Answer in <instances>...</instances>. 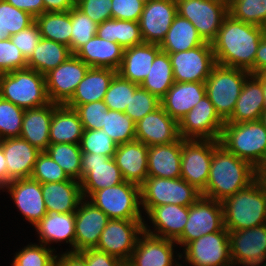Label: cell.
Masks as SVG:
<instances>
[{
	"label": "cell",
	"mask_w": 266,
	"mask_h": 266,
	"mask_svg": "<svg viewBox=\"0 0 266 266\" xmlns=\"http://www.w3.org/2000/svg\"><path fill=\"white\" fill-rule=\"evenodd\" d=\"M264 34V27L245 23L228 14L211 42L216 64L254 74V59Z\"/></svg>",
	"instance_id": "1"
},
{
	"label": "cell",
	"mask_w": 266,
	"mask_h": 266,
	"mask_svg": "<svg viewBox=\"0 0 266 266\" xmlns=\"http://www.w3.org/2000/svg\"><path fill=\"white\" fill-rule=\"evenodd\" d=\"M256 179V169L215 140L206 188L201 196L222 202Z\"/></svg>",
	"instance_id": "2"
},
{
	"label": "cell",
	"mask_w": 266,
	"mask_h": 266,
	"mask_svg": "<svg viewBox=\"0 0 266 266\" xmlns=\"http://www.w3.org/2000/svg\"><path fill=\"white\" fill-rule=\"evenodd\" d=\"M221 203L224 226L228 231L266 224V196L256 179Z\"/></svg>",
	"instance_id": "3"
},
{
	"label": "cell",
	"mask_w": 266,
	"mask_h": 266,
	"mask_svg": "<svg viewBox=\"0 0 266 266\" xmlns=\"http://www.w3.org/2000/svg\"><path fill=\"white\" fill-rule=\"evenodd\" d=\"M0 97L23 109L50 103L45 75L29 68L0 74Z\"/></svg>",
	"instance_id": "4"
},
{
	"label": "cell",
	"mask_w": 266,
	"mask_h": 266,
	"mask_svg": "<svg viewBox=\"0 0 266 266\" xmlns=\"http://www.w3.org/2000/svg\"><path fill=\"white\" fill-rule=\"evenodd\" d=\"M219 142L254 168L266 156V129L260 121L225 123Z\"/></svg>",
	"instance_id": "5"
},
{
	"label": "cell",
	"mask_w": 266,
	"mask_h": 266,
	"mask_svg": "<svg viewBox=\"0 0 266 266\" xmlns=\"http://www.w3.org/2000/svg\"><path fill=\"white\" fill-rule=\"evenodd\" d=\"M249 75L247 70L216 64L205 80L206 95L224 121L232 115Z\"/></svg>",
	"instance_id": "6"
},
{
	"label": "cell",
	"mask_w": 266,
	"mask_h": 266,
	"mask_svg": "<svg viewBox=\"0 0 266 266\" xmlns=\"http://www.w3.org/2000/svg\"><path fill=\"white\" fill-rule=\"evenodd\" d=\"M141 205L157 207L166 204L190 206L200 197L201 192L184 179L148 176L140 185Z\"/></svg>",
	"instance_id": "7"
},
{
	"label": "cell",
	"mask_w": 266,
	"mask_h": 266,
	"mask_svg": "<svg viewBox=\"0 0 266 266\" xmlns=\"http://www.w3.org/2000/svg\"><path fill=\"white\" fill-rule=\"evenodd\" d=\"M90 202L110 219L143 220L140 212V186L132 182L95 191Z\"/></svg>",
	"instance_id": "8"
},
{
	"label": "cell",
	"mask_w": 266,
	"mask_h": 266,
	"mask_svg": "<svg viewBox=\"0 0 266 266\" xmlns=\"http://www.w3.org/2000/svg\"><path fill=\"white\" fill-rule=\"evenodd\" d=\"M177 13L188 19L205 42L217 36L224 18L229 14L228 5L221 0H176Z\"/></svg>",
	"instance_id": "9"
},
{
	"label": "cell",
	"mask_w": 266,
	"mask_h": 266,
	"mask_svg": "<svg viewBox=\"0 0 266 266\" xmlns=\"http://www.w3.org/2000/svg\"><path fill=\"white\" fill-rule=\"evenodd\" d=\"M215 140L182 139L180 177L202 192L207 185Z\"/></svg>",
	"instance_id": "10"
},
{
	"label": "cell",
	"mask_w": 266,
	"mask_h": 266,
	"mask_svg": "<svg viewBox=\"0 0 266 266\" xmlns=\"http://www.w3.org/2000/svg\"><path fill=\"white\" fill-rule=\"evenodd\" d=\"M223 208L220 201L201 196L189 206V215L181 236L175 241L184 247L191 241L224 228Z\"/></svg>",
	"instance_id": "11"
},
{
	"label": "cell",
	"mask_w": 266,
	"mask_h": 266,
	"mask_svg": "<svg viewBox=\"0 0 266 266\" xmlns=\"http://www.w3.org/2000/svg\"><path fill=\"white\" fill-rule=\"evenodd\" d=\"M143 232L144 220L110 219L96 249L127 262Z\"/></svg>",
	"instance_id": "12"
},
{
	"label": "cell",
	"mask_w": 266,
	"mask_h": 266,
	"mask_svg": "<svg viewBox=\"0 0 266 266\" xmlns=\"http://www.w3.org/2000/svg\"><path fill=\"white\" fill-rule=\"evenodd\" d=\"M185 260L192 266H231L229 232L206 234L191 242L184 249Z\"/></svg>",
	"instance_id": "13"
},
{
	"label": "cell",
	"mask_w": 266,
	"mask_h": 266,
	"mask_svg": "<svg viewBox=\"0 0 266 266\" xmlns=\"http://www.w3.org/2000/svg\"><path fill=\"white\" fill-rule=\"evenodd\" d=\"M122 182L125 180L113 157L82 152L80 183L84 199L86 196L90 198L95 191Z\"/></svg>",
	"instance_id": "14"
},
{
	"label": "cell",
	"mask_w": 266,
	"mask_h": 266,
	"mask_svg": "<svg viewBox=\"0 0 266 266\" xmlns=\"http://www.w3.org/2000/svg\"><path fill=\"white\" fill-rule=\"evenodd\" d=\"M225 121L204 96L178 123L182 139L219 140Z\"/></svg>",
	"instance_id": "15"
},
{
	"label": "cell",
	"mask_w": 266,
	"mask_h": 266,
	"mask_svg": "<svg viewBox=\"0 0 266 266\" xmlns=\"http://www.w3.org/2000/svg\"><path fill=\"white\" fill-rule=\"evenodd\" d=\"M175 82H205L216 65L209 42L177 53H168Z\"/></svg>",
	"instance_id": "16"
},
{
	"label": "cell",
	"mask_w": 266,
	"mask_h": 266,
	"mask_svg": "<svg viewBox=\"0 0 266 266\" xmlns=\"http://www.w3.org/2000/svg\"><path fill=\"white\" fill-rule=\"evenodd\" d=\"M90 67L72 54L66 61L45 74L46 90L51 103L66 104Z\"/></svg>",
	"instance_id": "17"
},
{
	"label": "cell",
	"mask_w": 266,
	"mask_h": 266,
	"mask_svg": "<svg viewBox=\"0 0 266 266\" xmlns=\"http://www.w3.org/2000/svg\"><path fill=\"white\" fill-rule=\"evenodd\" d=\"M228 232L232 265L261 266L266 261V224Z\"/></svg>",
	"instance_id": "18"
},
{
	"label": "cell",
	"mask_w": 266,
	"mask_h": 266,
	"mask_svg": "<svg viewBox=\"0 0 266 266\" xmlns=\"http://www.w3.org/2000/svg\"><path fill=\"white\" fill-rule=\"evenodd\" d=\"M176 0H150L139 20L144 43L160 44L177 15Z\"/></svg>",
	"instance_id": "19"
},
{
	"label": "cell",
	"mask_w": 266,
	"mask_h": 266,
	"mask_svg": "<svg viewBox=\"0 0 266 266\" xmlns=\"http://www.w3.org/2000/svg\"><path fill=\"white\" fill-rule=\"evenodd\" d=\"M84 198L75 212V253L96 248L110 218ZM81 204V205H80Z\"/></svg>",
	"instance_id": "20"
},
{
	"label": "cell",
	"mask_w": 266,
	"mask_h": 266,
	"mask_svg": "<svg viewBox=\"0 0 266 266\" xmlns=\"http://www.w3.org/2000/svg\"><path fill=\"white\" fill-rule=\"evenodd\" d=\"M136 140L145 145L170 144L180 138L179 125L161 106L135 123Z\"/></svg>",
	"instance_id": "21"
},
{
	"label": "cell",
	"mask_w": 266,
	"mask_h": 266,
	"mask_svg": "<svg viewBox=\"0 0 266 266\" xmlns=\"http://www.w3.org/2000/svg\"><path fill=\"white\" fill-rule=\"evenodd\" d=\"M5 188L10 192L19 211L33 226L47 214L40 182L31 177L16 179Z\"/></svg>",
	"instance_id": "22"
},
{
	"label": "cell",
	"mask_w": 266,
	"mask_h": 266,
	"mask_svg": "<svg viewBox=\"0 0 266 266\" xmlns=\"http://www.w3.org/2000/svg\"><path fill=\"white\" fill-rule=\"evenodd\" d=\"M143 209L157 231L156 233L152 232L144 223L146 233L173 241H176L183 233L189 215V206L166 204L157 207H143Z\"/></svg>",
	"instance_id": "23"
},
{
	"label": "cell",
	"mask_w": 266,
	"mask_h": 266,
	"mask_svg": "<svg viewBox=\"0 0 266 266\" xmlns=\"http://www.w3.org/2000/svg\"><path fill=\"white\" fill-rule=\"evenodd\" d=\"M0 145L6 159L8 184L12 180L30 178L41 151L20 137L0 140Z\"/></svg>",
	"instance_id": "24"
},
{
	"label": "cell",
	"mask_w": 266,
	"mask_h": 266,
	"mask_svg": "<svg viewBox=\"0 0 266 266\" xmlns=\"http://www.w3.org/2000/svg\"><path fill=\"white\" fill-rule=\"evenodd\" d=\"M129 260L130 266H174L173 240L142 233Z\"/></svg>",
	"instance_id": "25"
},
{
	"label": "cell",
	"mask_w": 266,
	"mask_h": 266,
	"mask_svg": "<svg viewBox=\"0 0 266 266\" xmlns=\"http://www.w3.org/2000/svg\"><path fill=\"white\" fill-rule=\"evenodd\" d=\"M206 96L205 82H174L160 99L161 107L178 123Z\"/></svg>",
	"instance_id": "26"
},
{
	"label": "cell",
	"mask_w": 266,
	"mask_h": 266,
	"mask_svg": "<svg viewBox=\"0 0 266 266\" xmlns=\"http://www.w3.org/2000/svg\"><path fill=\"white\" fill-rule=\"evenodd\" d=\"M113 158L125 181L140 186L148 177V146L144 143L119 144Z\"/></svg>",
	"instance_id": "27"
},
{
	"label": "cell",
	"mask_w": 266,
	"mask_h": 266,
	"mask_svg": "<svg viewBox=\"0 0 266 266\" xmlns=\"http://www.w3.org/2000/svg\"><path fill=\"white\" fill-rule=\"evenodd\" d=\"M265 109L263 86L254 74H250L243 84L232 115L225 123L259 121Z\"/></svg>",
	"instance_id": "28"
},
{
	"label": "cell",
	"mask_w": 266,
	"mask_h": 266,
	"mask_svg": "<svg viewBox=\"0 0 266 266\" xmlns=\"http://www.w3.org/2000/svg\"><path fill=\"white\" fill-rule=\"evenodd\" d=\"M160 51L159 44L154 43H142L124 49L122 63L117 73L123 79L141 85Z\"/></svg>",
	"instance_id": "29"
},
{
	"label": "cell",
	"mask_w": 266,
	"mask_h": 266,
	"mask_svg": "<svg viewBox=\"0 0 266 266\" xmlns=\"http://www.w3.org/2000/svg\"><path fill=\"white\" fill-rule=\"evenodd\" d=\"M47 213L76 212L83 199L81 183L70 178L63 182L41 184Z\"/></svg>",
	"instance_id": "30"
},
{
	"label": "cell",
	"mask_w": 266,
	"mask_h": 266,
	"mask_svg": "<svg viewBox=\"0 0 266 266\" xmlns=\"http://www.w3.org/2000/svg\"><path fill=\"white\" fill-rule=\"evenodd\" d=\"M182 138L170 144L148 147V176L180 178Z\"/></svg>",
	"instance_id": "31"
},
{
	"label": "cell",
	"mask_w": 266,
	"mask_h": 266,
	"mask_svg": "<svg viewBox=\"0 0 266 266\" xmlns=\"http://www.w3.org/2000/svg\"><path fill=\"white\" fill-rule=\"evenodd\" d=\"M74 54L89 67L110 68L118 71L122 63L124 49L118 43L95 35Z\"/></svg>",
	"instance_id": "32"
},
{
	"label": "cell",
	"mask_w": 266,
	"mask_h": 266,
	"mask_svg": "<svg viewBox=\"0 0 266 266\" xmlns=\"http://www.w3.org/2000/svg\"><path fill=\"white\" fill-rule=\"evenodd\" d=\"M54 112V103L25 109L20 138L29 142L39 151H46L49 144V131Z\"/></svg>",
	"instance_id": "33"
},
{
	"label": "cell",
	"mask_w": 266,
	"mask_h": 266,
	"mask_svg": "<svg viewBox=\"0 0 266 266\" xmlns=\"http://www.w3.org/2000/svg\"><path fill=\"white\" fill-rule=\"evenodd\" d=\"M116 74L117 71L110 68L90 67L74 95L65 105L75 109L78 105L102 101Z\"/></svg>",
	"instance_id": "34"
},
{
	"label": "cell",
	"mask_w": 266,
	"mask_h": 266,
	"mask_svg": "<svg viewBox=\"0 0 266 266\" xmlns=\"http://www.w3.org/2000/svg\"><path fill=\"white\" fill-rule=\"evenodd\" d=\"M40 238L41 244L48 245L52 242L66 241L71 244L75 253V212L71 213H47L37 224L34 225Z\"/></svg>",
	"instance_id": "35"
},
{
	"label": "cell",
	"mask_w": 266,
	"mask_h": 266,
	"mask_svg": "<svg viewBox=\"0 0 266 266\" xmlns=\"http://www.w3.org/2000/svg\"><path fill=\"white\" fill-rule=\"evenodd\" d=\"M83 131L81 120L74 109L54 103L49 131L50 144H80Z\"/></svg>",
	"instance_id": "36"
},
{
	"label": "cell",
	"mask_w": 266,
	"mask_h": 266,
	"mask_svg": "<svg viewBox=\"0 0 266 266\" xmlns=\"http://www.w3.org/2000/svg\"><path fill=\"white\" fill-rule=\"evenodd\" d=\"M204 43L205 41L198 34L193 24L188 19L177 14L159 47L163 52L177 53L187 51Z\"/></svg>",
	"instance_id": "37"
},
{
	"label": "cell",
	"mask_w": 266,
	"mask_h": 266,
	"mask_svg": "<svg viewBox=\"0 0 266 266\" xmlns=\"http://www.w3.org/2000/svg\"><path fill=\"white\" fill-rule=\"evenodd\" d=\"M72 54L68 46L42 38L27 60V68L45 75L66 61Z\"/></svg>",
	"instance_id": "38"
},
{
	"label": "cell",
	"mask_w": 266,
	"mask_h": 266,
	"mask_svg": "<svg viewBox=\"0 0 266 266\" xmlns=\"http://www.w3.org/2000/svg\"><path fill=\"white\" fill-rule=\"evenodd\" d=\"M96 35L118 43L123 49L144 43L139 22L134 21L108 19L98 24Z\"/></svg>",
	"instance_id": "39"
},
{
	"label": "cell",
	"mask_w": 266,
	"mask_h": 266,
	"mask_svg": "<svg viewBox=\"0 0 266 266\" xmlns=\"http://www.w3.org/2000/svg\"><path fill=\"white\" fill-rule=\"evenodd\" d=\"M42 38L68 46L71 50L72 24L70 11L44 12L35 17Z\"/></svg>",
	"instance_id": "40"
},
{
	"label": "cell",
	"mask_w": 266,
	"mask_h": 266,
	"mask_svg": "<svg viewBox=\"0 0 266 266\" xmlns=\"http://www.w3.org/2000/svg\"><path fill=\"white\" fill-rule=\"evenodd\" d=\"M173 68L168 53L160 51L141 87L161 99L174 84Z\"/></svg>",
	"instance_id": "41"
},
{
	"label": "cell",
	"mask_w": 266,
	"mask_h": 266,
	"mask_svg": "<svg viewBox=\"0 0 266 266\" xmlns=\"http://www.w3.org/2000/svg\"><path fill=\"white\" fill-rule=\"evenodd\" d=\"M46 152L69 178L81 181L82 151L80 144H49Z\"/></svg>",
	"instance_id": "42"
},
{
	"label": "cell",
	"mask_w": 266,
	"mask_h": 266,
	"mask_svg": "<svg viewBox=\"0 0 266 266\" xmlns=\"http://www.w3.org/2000/svg\"><path fill=\"white\" fill-rule=\"evenodd\" d=\"M35 18L28 12L20 10L5 0H0V41L9 39L29 27Z\"/></svg>",
	"instance_id": "43"
},
{
	"label": "cell",
	"mask_w": 266,
	"mask_h": 266,
	"mask_svg": "<svg viewBox=\"0 0 266 266\" xmlns=\"http://www.w3.org/2000/svg\"><path fill=\"white\" fill-rule=\"evenodd\" d=\"M102 130L118 145L136 140L135 122L124 112L109 109L105 111Z\"/></svg>",
	"instance_id": "44"
},
{
	"label": "cell",
	"mask_w": 266,
	"mask_h": 266,
	"mask_svg": "<svg viewBox=\"0 0 266 266\" xmlns=\"http://www.w3.org/2000/svg\"><path fill=\"white\" fill-rule=\"evenodd\" d=\"M228 13L234 19L264 27L266 24V0H234L228 5Z\"/></svg>",
	"instance_id": "45"
},
{
	"label": "cell",
	"mask_w": 266,
	"mask_h": 266,
	"mask_svg": "<svg viewBox=\"0 0 266 266\" xmlns=\"http://www.w3.org/2000/svg\"><path fill=\"white\" fill-rule=\"evenodd\" d=\"M140 85L123 79L118 73L113 77L104 96L103 102L109 110L125 112L131 96Z\"/></svg>",
	"instance_id": "46"
},
{
	"label": "cell",
	"mask_w": 266,
	"mask_h": 266,
	"mask_svg": "<svg viewBox=\"0 0 266 266\" xmlns=\"http://www.w3.org/2000/svg\"><path fill=\"white\" fill-rule=\"evenodd\" d=\"M70 17L72 24L71 52L74 54L96 35L98 24L76 6L70 10Z\"/></svg>",
	"instance_id": "47"
},
{
	"label": "cell",
	"mask_w": 266,
	"mask_h": 266,
	"mask_svg": "<svg viewBox=\"0 0 266 266\" xmlns=\"http://www.w3.org/2000/svg\"><path fill=\"white\" fill-rule=\"evenodd\" d=\"M25 109L0 97V140L20 137Z\"/></svg>",
	"instance_id": "48"
},
{
	"label": "cell",
	"mask_w": 266,
	"mask_h": 266,
	"mask_svg": "<svg viewBox=\"0 0 266 266\" xmlns=\"http://www.w3.org/2000/svg\"><path fill=\"white\" fill-rule=\"evenodd\" d=\"M118 144L102 129L84 130L80 141L82 152L114 157Z\"/></svg>",
	"instance_id": "49"
},
{
	"label": "cell",
	"mask_w": 266,
	"mask_h": 266,
	"mask_svg": "<svg viewBox=\"0 0 266 266\" xmlns=\"http://www.w3.org/2000/svg\"><path fill=\"white\" fill-rule=\"evenodd\" d=\"M161 106L160 99L139 86L126 107L125 114L135 123Z\"/></svg>",
	"instance_id": "50"
},
{
	"label": "cell",
	"mask_w": 266,
	"mask_h": 266,
	"mask_svg": "<svg viewBox=\"0 0 266 266\" xmlns=\"http://www.w3.org/2000/svg\"><path fill=\"white\" fill-rule=\"evenodd\" d=\"M31 178L41 184L63 182L70 179L46 151L38 154Z\"/></svg>",
	"instance_id": "51"
},
{
	"label": "cell",
	"mask_w": 266,
	"mask_h": 266,
	"mask_svg": "<svg viewBox=\"0 0 266 266\" xmlns=\"http://www.w3.org/2000/svg\"><path fill=\"white\" fill-rule=\"evenodd\" d=\"M53 252V249L44 244H32L16 253L14 259L21 266H56L58 255H53Z\"/></svg>",
	"instance_id": "52"
},
{
	"label": "cell",
	"mask_w": 266,
	"mask_h": 266,
	"mask_svg": "<svg viewBox=\"0 0 266 266\" xmlns=\"http://www.w3.org/2000/svg\"><path fill=\"white\" fill-rule=\"evenodd\" d=\"M74 110L78 113L84 130H98L104 126L105 111L108 108L102 100L78 105Z\"/></svg>",
	"instance_id": "53"
},
{
	"label": "cell",
	"mask_w": 266,
	"mask_h": 266,
	"mask_svg": "<svg viewBox=\"0 0 266 266\" xmlns=\"http://www.w3.org/2000/svg\"><path fill=\"white\" fill-rule=\"evenodd\" d=\"M27 68V60L11 39L0 41V74Z\"/></svg>",
	"instance_id": "54"
},
{
	"label": "cell",
	"mask_w": 266,
	"mask_h": 266,
	"mask_svg": "<svg viewBox=\"0 0 266 266\" xmlns=\"http://www.w3.org/2000/svg\"><path fill=\"white\" fill-rule=\"evenodd\" d=\"M11 42L15 44L26 60L33 54L37 44L42 39L38 25L34 22L29 27L10 36Z\"/></svg>",
	"instance_id": "55"
},
{
	"label": "cell",
	"mask_w": 266,
	"mask_h": 266,
	"mask_svg": "<svg viewBox=\"0 0 266 266\" xmlns=\"http://www.w3.org/2000/svg\"><path fill=\"white\" fill-rule=\"evenodd\" d=\"M111 0H77L76 7L97 24L112 18Z\"/></svg>",
	"instance_id": "56"
},
{
	"label": "cell",
	"mask_w": 266,
	"mask_h": 266,
	"mask_svg": "<svg viewBox=\"0 0 266 266\" xmlns=\"http://www.w3.org/2000/svg\"><path fill=\"white\" fill-rule=\"evenodd\" d=\"M112 18L139 22L145 3L140 0H111Z\"/></svg>",
	"instance_id": "57"
},
{
	"label": "cell",
	"mask_w": 266,
	"mask_h": 266,
	"mask_svg": "<svg viewBox=\"0 0 266 266\" xmlns=\"http://www.w3.org/2000/svg\"><path fill=\"white\" fill-rule=\"evenodd\" d=\"M78 254L86 261L87 266H122L124 263L119 258L96 248L85 249Z\"/></svg>",
	"instance_id": "58"
},
{
	"label": "cell",
	"mask_w": 266,
	"mask_h": 266,
	"mask_svg": "<svg viewBox=\"0 0 266 266\" xmlns=\"http://www.w3.org/2000/svg\"><path fill=\"white\" fill-rule=\"evenodd\" d=\"M14 7L30 13L34 18L44 13L43 0H5Z\"/></svg>",
	"instance_id": "59"
},
{
	"label": "cell",
	"mask_w": 266,
	"mask_h": 266,
	"mask_svg": "<svg viewBox=\"0 0 266 266\" xmlns=\"http://www.w3.org/2000/svg\"><path fill=\"white\" fill-rule=\"evenodd\" d=\"M44 12L70 11L76 6L74 0H43Z\"/></svg>",
	"instance_id": "60"
},
{
	"label": "cell",
	"mask_w": 266,
	"mask_h": 266,
	"mask_svg": "<svg viewBox=\"0 0 266 266\" xmlns=\"http://www.w3.org/2000/svg\"><path fill=\"white\" fill-rule=\"evenodd\" d=\"M56 266H87L86 261L78 254L67 252L57 256Z\"/></svg>",
	"instance_id": "61"
},
{
	"label": "cell",
	"mask_w": 266,
	"mask_h": 266,
	"mask_svg": "<svg viewBox=\"0 0 266 266\" xmlns=\"http://www.w3.org/2000/svg\"><path fill=\"white\" fill-rule=\"evenodd\" d=\"M266 70V34L260 40L254 59V74Z\"/></svg>",
	"instance_id": "62"
},
{
	"label": "cell",
	"mask_w": 266,
	"mask_h": 266,
	"mask_svg": "<svg viewBox=\"0 0 266 266\" xmlns=\"http://www.w3.org/2000/svg\"><path fill=\"white\" fill-rule=\"evenodd\" d=\"M6 185H8V171L3 149L0 145V190L1 188L3 189Z\"/></svg>",
	"instance_id": "63"
},
{
	"label": "cell",
	"mask_w": 266,
	"mask_h": 266,
	"mask_svg": "<svg viewBox=\"0 0 266 266\" xmlns=\"http://www.w3.org/2000/svg\"><path fill=\"white\" fill-rule=\"evenodd\" d=\"M254 75L259 79L260 83L263 86L265 106H266V70L255 73Z\"/></svg>",
	"instance_id": "64"
},
{
	"label": "cell",
	"mask_w": 266,
	"mask_h": 266,
	"mask_svg": "<svg viewBox=\"0 0 266 266\" xmlns=\"http://www.w3.org/2000/svg\"><path fill=\"white\" fill-rule=\"evenodd\" d=\"M255 169H256V176H266V156L263 158L261 163Z\"/></svg>",
	"instance_id": "65"
},
{
	"label": "cell",
	"mask_w": 266,
	"mask_h": 266,
	"mask_svg": "<svg viewBox=\"0 0 266 266\" xmlns=\"http://www.w3.org/2000/svg\"><path fill=\"white\" fill-rule=\"evenodd\" d=\"M256 180L259 182L266 196V176H256Z\"/></svg>",
	"instance_id": "66"
},
{
	"label": "cell",
	"mask_w": 266,
	"mask_h": 266,
	"mask_svg": "<svg viewBox=\"0 0 266 266\" xmlns=\"http://www.w3.org/2000/svg\"><path fill=\"white\" fill-rule=\"evenodd\" d=\"M263 126L266 129V109L264 110V112L261 114L260 120H259Z\"/></svg>",
	"instance_id": "67"
},
{
	"label": "cell",
	"mask_w": 266,
	"mask_h": 266,
	"mask_svg": "<svg viewBox=\"0 0 266 266\" xmlns=\"http://www.w3.org/2000/svg\"><path fill=\"white\" fill-rule=\"evenodd\" d=\"M222 2H224L225 4L229 5L231 4L234 0H221Z\"/></svg>",
	"instance_id": "68"
},
{
	"label": "cell",
	"mask_w": 266,
	"mask_h": 266,
	"mask_svg": "<svg viewBox=\"0 0 266 266\" xmlns=\"http://www.w3.org/2000/svg\"><path fill=\"white\" fill-rule=\"evenodd\" d=\"M12 266H21L15 259L13 260Z\"/></svg>",
	"instance_id": "69"
},
{
	"label": "cell",
	"mask_w": 266,
	"mask_h": 266,
	"mask_svg": "<svg viewBox=\"0 0 266 266\" xmlns=\"http://www.w3.org/2000/svg\"><path fill=\"white\" fill-rule=\"evenodd\" d=\"M142 1L143 3H148L150 0H140Z\"/></svg>",
	"instance_id": "70"
},
{
	"label": "cell",
	"mask_w": 266,
	"mask_h": 266,
	"mask_svg": "<svg viewBox=\"0 0 266 266\" xmlns=\"http://www.w3.org/2000/svg\"><path fill=\"white\" fill-rule=\"evenodd\" d=\"M122 266H130V265L124 262Z\"/></svg>",
	"instance_id": "71"
},
{
	"label": "cell",
	"mask_w": 266,
	"mask_h": 266,
	"mask_svg": "<svg viewBox=\"0 0 266 266\" xmlns=\"http://www.w3.org/2000/svg\"><path fill=\"white\" fill-rule=\"evenodd\" d=\"M264 33L266 34V24H265V26H264Z\"/></svg>",
	"instance_id": "72"
}]
</instances>
